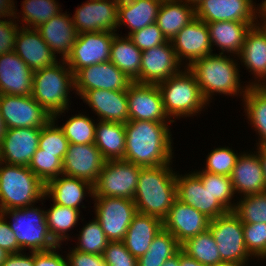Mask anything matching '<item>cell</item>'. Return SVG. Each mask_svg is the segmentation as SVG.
Here are the masks:
<instances>
[{"mask_svg": "<svg viewBox=\"0 0 266 266\" xmlns=\"http://www.w3.org/2000/svg\"><path fill=\"white\" fill-rule=\"evenodd\" d=\"M168 122L129 120L124 124L126 146L124 161L141 167L172 163V138Z\"/></svg>", "mask_w": 266, "mask_h": 266, "instance_id": "1", "label": "cell"}, {"mask_svg": "<svg viewBox=\"0 0 266 266\" xmlns=\"http://www.w3.org/2000/svg\"><path fill=\"white\" fill-rule=\"evenodd\" d=\"M141 167L134 203L137 212L163 220L177 198L176 174L169 166Z\"/></svg>", "mask_w": 266, "mask_h": 266, "instance_id": "2", "label": "cell"}, {"mask_svg": "<svg viewBox=\"0 0 266 266\" xmlns=\"http://www.w3.org/2000/svg\"><path fill=\"white\" fill-rule=\"evenodd\" d=\"M236 66L230 56L227 58L220 53L204 56L188 66V69L194 74L204 99L209 103V98L215 92L224 95L243 92L242 96L245 95L248 86L243 89L240 87L239 70Z\"/></svg>", "mask_w": 266, "mask_h": 266, "instance_id": "3", "label": "cell"}, {"mask_svg": "<svg viewBox=\"0 0 266 266\" xmlns=\"http://www.w3.org/2000/svg\"><path fill=\"white\" fill-rule=\"evenodd\" d=\"M71 88H75L74 74L65 60L62 65L56 62L52 66L33 71L31 96L53 120H57V115L60 116L59 113L62 114L68 109L67 97Z\"/></svg>", "mask_w": 266, "mask_h": 266, "instance_id": "4", "label": "cell"}, {"mask_svg": "<svg viewBox=\"0 0 266 266\" xmlns=\"http://www.w3.org/2000/svg\"><path fill=\"white\" fill-rule=\"evenodd\" d=\"M41 198L45 184L29 167L0 161V212L31 206Z\"/></svg>", "mask_w": 266, "mask_h": 266, "instance_id": "5", "label": "cell"}, {"mask_svg": "<svg viewBox=\"0 0 266 266\" xmlns=\"http://www.w3.org/2000/svg\"><path fill=\"white\" fill-rule=\"evenodd\" d=\"M166 114L170 117H187L202 111L204 99L194 74L188 67L157 84Z\"/></svg>", "mask_w": 266, "mask_h": 266, "instance_id": "6", "label": "cell"}, {"mask_svg": "<svg viewBox=\"0 0 266 266\" xmlns=\"http://www.w3.org/2000/svg\"><path fill=\"white\" fill-rule=\"evenodd\" d=\"M0 213L12 217L13 223L9 225L21 250L28 247L30 252H41L59 246L49 233L44 210L28 206Z\"/></svg>", "mask_w": 266, "mask_h": 266, "instance_id": "7", "label": "cell"}, {"mask_svg": "<svg viewBox=\"0 0 266 266\" xmlns=\"http://www.w3.org/2000/svg\"><path fill=\"white\" fill-rule=\"evenodd\" d=\"M141 166L124 160L106 161L95 185L92 197L134 199Z\"/></svg>", "mask_w": 266, "mask_h": 266, "instance_id": "8", "label": "cell"}, {"mask_svg": "<svg viewBox=\"0 0 266 266\" xmlns=\"http://www.w3.org/2000/svg\"><path fill=\"white\" fill-rule=\"evenodd\" d=\"M95 198L96 219L109 241H123L137 208L133 199L115 197Z\"/></svg>", "mask_w": 266, "mask_h": 266, "instance_id": "9", "label": "cell"}, {"mask_svg": "<svg viewBox=\"0 0 266 266\" xmlns=\"http://www.w3.org/2000/svg\"><path fill=\"white\" fill-rule=\"evenodd\" d=\"M208 229L217 243L221 261L245 263L251 257L244 242L243 223L232 211L212 219Z\"/></svg>", "mask_w": 266, "mask_h": 266, "instance_id": "10", "label": "cell"}, {"mask_svg": "<svg viewBox=\"0 0 266 266\" xmlns=\"http://www.w3.org/2000/svg\"><path fill=\"white\" fill-rule=\"evenodd\" d=\"M115 32H85L77 35L65 62L75 75L80 69L110 61Z\"/></svg>", "mask_w": 266, "mask_h": 266, "instance_id": "11", "label": "cell"}, {"mask_svg": "<svg viewBox=\"0 0 266 266\" xmlns=\"http://www.w3.org/2000/svg\"><path fill=\"white\" fill-rule=\"evenodd\" d=\"M0 111L7 129L42 128L52 119L31 95H0Z\"/></svg>", "mask_w": 266, "mask_h": 266, "instance_id": "12", "label": "cell"}, {"mask_svg": "<svg viewBox=\"0 0 266 266\" xmlns=\"http://www.w3.org/2000/svg\"><path fill=\"white\" fill-rule=\"evenodd\" d=\"M87 2V3H86ZM81 5L72 17L77 34L115 32L118 28L119 0H90Z\"/></svg>", "mask_w": 266, "mask_h": 266, "instance_id": "13", "label": "cell"}, {"mask_svg": "<svg viewBox=\"0 0 266 266\" xmlns=\"http://www.w3.org/2000/svg\"><path fill=\"white\" fill-rule=\"evenodd\" d=\"M75 90L82 96L88 90L103 89L127 91L133 83L129 77L111 61L93 64L80 69L74 75Z\"/></svg>", "mask_w": 266, "mask_h": 266, "instance_id": "14", "label": "cell"}, {"mask_svg": "<svg viewBox=\"0 0 266 266\" xmlns=\"http://www.w3.org/2000/svg\"><path fill=\"white\" fill-rule=\"evenodd\" d=\"M105 163L94 143L69 144L63 158L62 174L85 180L94 186Z\"/></svg>", "mask_w": 266, "mask_h": 266, "instance_id": "15", "label": "cell"}, {"mask_svg": "<svg viewBox=\"0 0 266 266\" xmlns=\"http://www.w3.org/2000/svg\"><path fill=\"white\" fill-rule=\"evenodd\" d=\"M181 63L171 41L142 51L140 84H158L180 72Z\"/></svg>", "mask_w": 266, "mask_h": 266, "instance_id": "16", "label": "cell"}, {"mask_svg": "<svg viewBox=\"0 0 266 266\" xmlns=\"http://www.w3.org/2000/svg\"><path fill=\"white\" fill-rule=\"evenodd\" d=\"M129 120L166 122L161 92L157 84L133 82L127 89Z\"/></svg>", "mask_w": 266, "mask_h": 266, "instance_id": "17", "label": "cell"}, {"mask_svg": "<svg viewBox=\"0 0 266 266\" xmlns=\"http://www.w3.org/2000/svg\"><path fill=\"white\" fill-rule=\"evenodd\" d=\"M210 221L211 219L193 206L176 198L162 224L163 229L170 232L181 245L189 238L205 232Z\"/></svg>", "mask_w": 266, "mask_h": 266, "instance_id": "18", "label": "cell"}, {"mask_svg": "<svg viewBox=\"0 0 266 266\" xmlns=\"http://www.w3.org/2000/svg\"><path fill=\"white\" fill-rule=\"evenodd\" d=\"M176 194L181 202L193 206L211 220L229 212L207 188H204L201 179L195 173L186 176L176 174Z\"/></svg>", "mask_w": 266, "mask_h": 266, "instance_id": "19", "label": "cell"}, {"mask_svg": "<svg viewBox=\"0 0 266 266\" xmlns=\"http://www.w3.org/2000/svg\"><path fill=\"white\" fill-rule=\"evenodd\" d=\"M178 60H189L187 67L211 53L212 46L207 24L195 18L184 26L171 40Z\"/></svg>", "mask_w": 266, "mask_h": 266, "instance_id": "20", "label": "cell"}, {"mask_svg": "<svg viewBox=\"0 0 266 266\" xmlns=\"http://www.w3.org/2000/svg\"><path fill=\"white\" fill-rule=\"evenodd\" d=\"M40 133L41 128L7 129L0 144V161L28 167L38 149Z\"/></svg>", "mask_w": 266, "mask_h": 266, "instance_id": "21", "label": "cell"}, {"mask_svg": "<svg viewBox=\"0 0 266 266\" xmlns=\"http://www.w3.org/2000/svg\"><path fill=\"white\" fill-rule=\"evenodd\" d=\"M253 4V0H202L195 7V13L196 18L205 23L220 21L256 22V13L259 14V12Z\"/></svg>", "mask_w": 266, "mask_h": 266, "instance_id": "22", "label": "cell"}, {"mask_svg": "<svg viewBox=\"0 0 266 266\" xmlns=\"http://www.w3.org/2000/svg\"><path fill=\"white\" fill-rule=\"evenodd\" d=\"M14 52L32 71L52 66L58 62L56 55L50 50L36 28L31 30L29 27L21 26L16 36Z\"/></svg>", "mask_w": 266, "mask_h": 266, "instance_id": "23", "label": "cell"}, {"mask_svg": "<svg viewBox=\"0 0 266 266\" xmlns=\"http://www.w3.org/2000/svg\"><path fill=\"white\" fill-rule=\"evenodd\" d=\"M32 85L33 71L14 51L0 56V95H31Z\"/></svg>", "mask_w": 266, "mask_h": 266, "instance_id": "24", "label": "cell"}, {"mask_svg": "<svg viewBox=\"0 0 266 266\" xmlns=\"http://www.w3.org/2000/svg\"><path fill=\"white\" fill-rule=\"evenodd\" d=\"M81 99L101 118V121L127 123L129 109L127 91L94 89L86 91Z\"/></svg>", "mask_w": 266, "mask_h": 266, "instance_id": "25", "label": "cell"}, {"mask_svg": "<svg viewBox=\"0 0 266 266\" xmlns=\"http://www.w3.org/2000/svg\"><path fill=\"white\" fill-rule=\"evenodd\" d=\"M259 24L256 22V25L247 31L243 48L238 55L247 69H250L249 72L252 71L255 77L260 79L256 83L252 82L250 86H266V26ZM262 79L264 82H261Z\"/></svg>", "mask_w": 266, "mask_h": 266, "instance_id": "26", "label": "cell"}, {"mask_svg": "<svg viewBox=\"0 0 266 266\" xmlns=\"http://www.w3.org/2000/svg\"><path fill=\"white\" fill-rule=\"evenodd\" d=\"M234 192L252 195L266 191L259 154H239L230 175Z\"/></svg>", "mask_w": 266, "mask_h": 266, "instance_id": "27", "label": "cell"}, {"mask_svg": "<svg viewBox=\"0 0 266 266\" xmlns=\"http://www.w3.org/2000/svg\"><path fill=\"white\" fill-rule=\"evenodd\" d=\"M36 29L40 32L50 50L54 54L61 53L62 60H65L70 54L78 35L72 17L70 18L69 15L61 12Z\"/></svg>", "mask_w": 266, "mask_h": 266, "instance_id": "28", "label": "cell"}, {"mask_svg": "<svg viewBox=\"0 0 266 266\" xmlns=\"http://www.w3.org/2000/svg\"><path fill=\"white\" fill-rule=\"evenodd\" d=\"M162 229L160 218L137 212L123 239L125 247L138 259L148 251L154 237Z\"/></svg>", "mask_w": 266, "mask_h": 266, "instance_id": "29", "label": "cell"}, {"mask_svg": "<svg viewBox=\"0 0 266 266\" xmlns=\"http://www.w3.org/2000/svg\"><path fill=\"white\" fill-rule=\"evenodd\" d=\"M93 196V185L85 180L61 174L45 184V197H52L54 203L80 209L86 191Z\"/></svg>", "mask_w": 266, "mask_h": 266, "instance_id": "30", "label": "cell"}, {"mask_svg": "<svg viewBox=\"0 0 266 266\" xmlns=\"http://www.w3.org/2000/svg\"><path fill=\"white\" fill-rule=\"evenodd\" d=\"M162 0H119L117 26L127 25L131 33L156 23Z\"/></svg>", "mask_w": 266, "mask_h": 266, "instance_id": "31", "label": "cell"}, {"mask_svg": "<svg viewBox=\"0 0 266 266\" xmlns=\"http://www.w3.org/2000/svg\"><path fill=\"white\" fill-rule=\"evenodd\" d=\"M211 45L215 44L222 50L221 54L226 52L238 54L241 52L247 31L254 22L220 21L206 23Z\"/></svg>", "mask_w": 266, "mask_h": 266, "instance_id": "32", "label": "cell"}, {"mask_svg": "<svg viewBox=\"0 0 266 266\" xmlns=\"http://www.w3.org/2000/svg\"><path fill=\"white\" fill-rule=\"evenodd\" d=\"M182 0L162 1L156 24L164 37L171 41L176 34L196 18L195 8Z\"/></svg>", "mask_w": 266, "mask_h": 266, "instance_id": "33", "label": "cell"}, {"mask_svg": "<svg viewBox=\"0 0 266 266\" xmlns=\"http://www.w3.org/2000/svg\"><path fill=\"white\" fill-rule=\"evenodd\" d=\"M94 144L106 161L123 160L126 146L124 123L100 120L96 123Z\"/></svg>", "mask_w": 266, "mask_h": 266, "instance_id": "34", "label": "cell"}, {"mask_svg": "<svg viewBox=\"0 0 266 266\" xmlns=\"http://www.w3.org/2000/svg\"><path fill=\"white\" fill-rule=\"evenodd\" d=\"M141 60L142 51L129 37L120 38L117 34L113 38L110 61L136 83H139Z\"/></svg>", "mask_w": 266, "mask_h": 266, "instance_id": "35", "label": "cell"}, {"mask_svg": "<svg viewBox=\"0 0 266 266\" xmlns=\"http://www.w3.org/2000/svg\"><path fill=\"white\" fill-rule=\"evenodd\" d=\"M245 113L260 135L258 146H266V86L248 85L243 96Z\"/></svg>", "mask_w": 266, "mask_h": 266, "instance_id": "36", "label": "cell"}, {"mask_svg": "<svg viewBox=\"0 0 266 266\" xmlns=\"http://www.w3.org/2000/svg\"><path fill=\"white\" fill-rule=\"evenodd\" d=\"M180 249L205 266L222 262L217 243L209 229L186 240Z\"/></svg>", "mask_w": 266, "mask_h": 266, "instance_id": "37", "label": "cell"}, {"mask_svg": "<svg viewBox=\"0 0 266 266\" xmlns=\"http://www.w3.org/2000/svg\"><path fill=\"white\" fill-rule=\"evenodd\" d=\"M181 248L176 238L162 229L153 239L148 251L137 259V266H162Z\"/></svg>", "mask_w": 266, "mask_h": 266, "instance_id": "38", "label": "cell"}, {"mask_svg": "<svg viewBox=\"0 0 266 266\" xmlns=\"http://www.w3.org/2000/svg\"><path fill=\"white\" fill-rule=\"evenodd\" d=\"M45 215L51 237L58 245H61L63 240H68V234L65 233L76 225L80 211L54 203L51 209L45 211Z\"/></svg>", "mask_w": 266, "mask_h": 266, "instance_id": "39", "label": "cell"}, {"mask_svg": "<svg viewBox=\"0 0 266 266\" xmlns=\"http://www.w3.org/2000/svg\"><path fill=\"white\" fill-rule=\"evenodd\" d=\"M232 212L243 224L266 223V191L243 196Z\"/></svg>", "mask_w": 266, "mask_h": 266, "instance_id": "40", "label": "cell"}, {"mask_svg": "<svg viewBox=\"0 0 266 266\" xmlns=\"http://www.w3.org/2000/svg\"><path fill=\"white\" fill-rule=\"evenodd\" d=\"M194 173L201 179L204 188L209 192L228 210L233 211L235 203L231 204L234 194L231 177L221 174H213L205 171H194Z\"/></svg>", "mask_w": 266, "mask_h": 266, "instance_id": "41", "label": "cell"}, {"mask_svg": "<svg viewBox=\"0 0 266 266\" xmlns=\"http://www.w3.org/2000/svg\"><path fill=\"white\" fill-rule=\"evenodd\" d=\"M22 5V21L27 24V28L29 25L31 29L39 27L53 16L61 13V8L58 7L55 0H24Z\"/></svg>", "mask_w": 266, "mask_h": 266, "instance_id": "42", "label": "cell"}, {"mask_svg": "<svg viewBox=\"0 0 266 266\" xmlns=\"http://www.w3.org/2000/svg\"><path fill=\"white\" fill-rule=\"evenodd\" d=\"M55 124V120L51 119L41 128L38 148L40 153L55 154L56 157L63 161L69 141L62 129L57 125L55 126Z\"/></svg>", "mask_w": 266, "mask_h": 266, "instance_id": "43", "label": "cell"}, {"mask_svg": "<svg viewBox=\"0 0 266 266\" xmlns=\"http://www.w3.org/2000/svg\"><path fill=\"white\" fill-rule=\"evenodd\" d=\"M94 123L87 116L78 114L72 116L60 128L69 144H90L95 140L96 124Z\"/></svg>", "mask_w": 266, "mask_h": 266, "instance_id": "44", "label": "cell"}, {"mask_svg": "<svg viewBox=\"0 0 266 266\" xmlns=\"http://www.w3.org/2000/svg\"><path fill=\"white\" fill-rule=\"evenodd\" d=\"M76 250L84 253L103 254L109 240L97 219L87 223L80 232Z\"/></svg>", "mask_w": 266, "mask_h": 266, "instance_id": "45", "label": "cell"}, {"mask_svg": "<svg viewBox=\"0 0 266 266\" xmlns=\"http://www.w3.org/2000/svg\"><path fill=\"white\" fill-rule=\"evenodd\" d=\"M29 169L46 184L51 179L57 178L62 174L63 161L55 154L40 153L38 148L33 154L29 164Z\"/></svg>", "mask_w": 266, "mask_h": 266, "instance_id": "46", "label": "cell"}, {"mask_svg": "<svg viewBox=\"0 0 266 266\" xmlns=\"http://www.w3.org/2000/svg\"><path fill=\"white\" fill-rule=\"evenodd\" d=\"M238 156L228 147L215 148L207 156L206 168L202 171L230 176Z\"/></svg>", "mask_w": 266, "mask_h": 266, "instance_id": "47", "label": "cell"}, {"mask_svg": "<svg viewBox=\"0 0 266 266\" xmlns=\"http://www.w3.org/2000/svg\"><path fill=\"white\" fill-rule=\"evenodd\" d=\"M243 231L249 255L266 259V223L243 224Z\"/></svg>", "mask_w": 266, "mask_h": 266, "instance_id": "48", "label": "cell"}, {"mask_svg": "<svg viewBox=\"0 0 266 266\" xmlns=\"http://www.w3.org/2000/svg\"><path fill=\"white\" fill-rule=\"evenodd\" d=\"M128 37L141 51L159 46L167 41L156 23L147 25L146 27L131 33Z\"/></svg>", "mask_w": 266, "mask_h": 266, "instance_id": "49", "label": "cell"}, {"mask_svg": "<svg viewBox=\"0 0 266 266\" xmlns=\"http://www.w3.org/2000/svg\"><path fill=\"white\" fill-rule=\"evenodd\" d=\"M102 255L107 266H137V258L128 251L123 241H109Z\"/></svg>", "mask_w": 266, "mask_h": 266, "instance_id": "50", "label": "cell"}, {"mask_svg": "<svg viewBox=\"0 0 266 266\" xmlns=\"http://www.w3.org/2000/svg\"><path fill=\"white\" fill-rule=\"evenodd\" d=\"M12 20L3 21L0 19V56L14 51L16 36L19 31V25Z\"/></svg>", "mask_w": 266, "mask_h": 266, "instance_id": "51", "label": "cell"}, {"mask_svg": "<svg viewBox=\"0 0 266 266\" xmlns=\"http://www.w3.org/2000/svg\"><path fill=\"white\" fill-rule=\"evenodd\" d=\"M0 213V247L9 254L21 253L16 236L10 228L9 221Z\"/></svg>", "mask_w": 266, "mask_h": 266, "instance_id": "52", "label": "cell"}, {"mask_svg": "<svg viewBox=\"0 0 266 266\" xmlns=\"http://www.w3.org/2000/svg\"><path fill=\"white\" fill-rule=\"evenodd\" d=\"M68 266H107L102 254L80 252L72 249L67 255Z\"/></svg>", "mask_w": 266, "mask_h": 266, "instance_id": "53", "label": "cell"}, {"mask_svg": "<svg viewBox=\"0 0 266 266\" xmlns=\"http://www.w3.org/2000/svg\"><path fill=\"white\" fill-rule=\"evenodd\" d=\"M60 245L49 251L34 252V266H68L67 259L55 252Z\"/></svg>", "mask_w": 266, "mask_h": 266, "instance_id": "54", "label": "cell"}, {"mask_svg": "<svg viewBox=\"0 0 266 266\" xmlns=\"http://www.w3.org/2000/svg\"><path fill=\"white\" fill-rule=\"evenodd\" d=\"M26 256L22 253L9 254L2 266H34V252Z\"/></svg>", "mask_w": 266, "mask_h": 266, "instance_id": "55", "label": "cell"}, {"mask_svg": "<svg viewBox=\"0 0 266 266\" xmlns=\"http://www.w3.org/2000/svg\"><path fill=\"white\" fill-rule=\"evenodd\" d=\"M14 3L13 0H0V18L1 17H6L8 18V16L10 17H16V15L18 13H16L14 10H15V7L14 6Z\"/></svg>", "mask_w": 266, "mask_h": 266, "instance_id": "56", "label": "cell"}, {"mask_svg": "<svg viewBox=\"0 0 266 266\" xmlns=\"http://www.w3.org/2000/svg\"><path fill=\"white\" fill-rule=\"evenodd\" d=\"M179 266H205L196 259L188 256L181 249L179 250Z\"/></svg>", "mask_w": 266, "mask_h": 266, "instance_id": "57", "label": "cell"}, {"mask_svg": "<svg viewBox=\"0 0 266 266\" xmlns=\"http://www.w3.org/2000/svg\"><path fill=\"white\" fill-rule=\"evenodd\" d=\"M259 148L257 153L259 154V159L261 161L262 170L264 173V179L266 183V146H258Z\"/></svg>", "mask_w": 266, "mask_h": 266, "instance_id": "58", "label": "cell"}, {"mask_svg": "<svg viewBox=\"0 0 266 266\" xmlns=\"http://www.w3.org/2000/svg\"><path fill=\"white\" fill-rule=\"evenodd\" d=\"M162 266H179V251L167 259Z\"/></svg>", "mask_w": 266, "mask_h": 266, "instance_id": "59", "label": "cell"}, {"mask_svg": "<svg viewBox=\"0 0 266 266\" xmlns=\"http://www.w3.org/2000/svg\"><path fill=\"white\" fill-rule=\"evenodd\" d=\"M6 133H7V126L4 119L2 118V114L0 111V144L2 143L4 137L6 136Z\"/></svg>", "mask_w": 266, "mask_h": 266, "instance_id": "60", "label": "cell"}, {"mask_svg": "<svg viewBox=\"0 0 266 266\" xmlns=\"http://www.w3.org/2000/svg\"><path fill=\"white\" fill-rule=\"evenodd\" d=\"M260 9L258 10L259 11V15H261V24L265 25L266 26V0H264L262 2V4L260 5L259 7ZM262 20H263V23H262Z\"/></svg>", "mask_w": 266, "mask_h": 266, "instance_id": "61", "label": "cell"}, {"mask_svg": "<svg viewBox=\"0 0 266 266\" xmlns=\"http://www.w3.org/2000/svg\"><path fill=\"white\" fill-rule=\"evenodd\" d=\"M246 263L222 261L213 266H244Z\"/></svg>", "mask_w": 266, "mask_h": 266, "instance_id": "62", "label": "cell"}, {"mask_svg": "<svg viewBox=\"0 0 266 266\" xmlns=\"http://www.w3.org/2000/svg\"><path fill=\"white\" fill-rule=\"evenodd\" d=\"M8 255L9 253L0 247V266H2Z\"/></svg>", "mask_w": 266, "mask_h": 266, "instance_id": "63", "label": "cell"}, {"mask_svg": "<svg viewBox=\"0 0 266 266\" xmlns=\"http://www.w3.org/2000/svg\"><path fill=\"white\" fill-rule=\"evenodd\" d=\"M184 1V0H183ZM202 0H185L184 2L191 5L195 8L196 6H198V4L201 2Z\"/></svg>", "mask_w": 266, "mask_h": 266, "instance_id": "64", "label": "cell"}]
</instances>
